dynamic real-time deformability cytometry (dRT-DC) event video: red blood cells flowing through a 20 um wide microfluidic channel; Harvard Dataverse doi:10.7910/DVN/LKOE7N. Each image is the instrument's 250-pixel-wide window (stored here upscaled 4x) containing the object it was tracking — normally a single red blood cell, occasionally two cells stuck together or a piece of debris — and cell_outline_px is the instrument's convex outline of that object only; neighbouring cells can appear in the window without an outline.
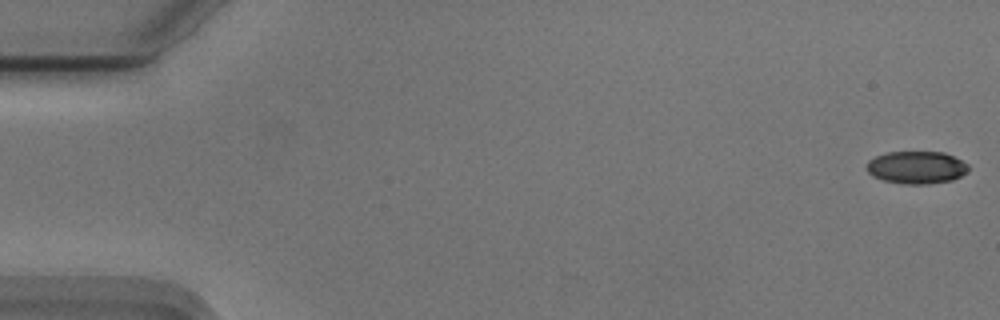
{"species": "Egyptian fruit bat (a non-hibernating species)", "species_latin": "Rousettus aegyptiacus", "temperature_condition": "cold", "stored_images_in_passage": 16, "camera_frame_rate_fps": 3000, "um_per_image_px": 0.085, "animal": {"sex": "male"}, "frame": {"image": 1, "passage_image": 1, "time_ms": 0.0, "image_size_px": [1000, 320], "cell_outline_px": [[968, 172], [952, 180], [928, 184], [904, 184], [884, 180], [872, 176], [864, 168], [868, 160], [876, 156], [888, 152], [944, 152], [968, 164]], "centroid_in_image_um": [77.87, 14.23], "position_along_channel_um": 7.1, "area_um2": 19.36}}
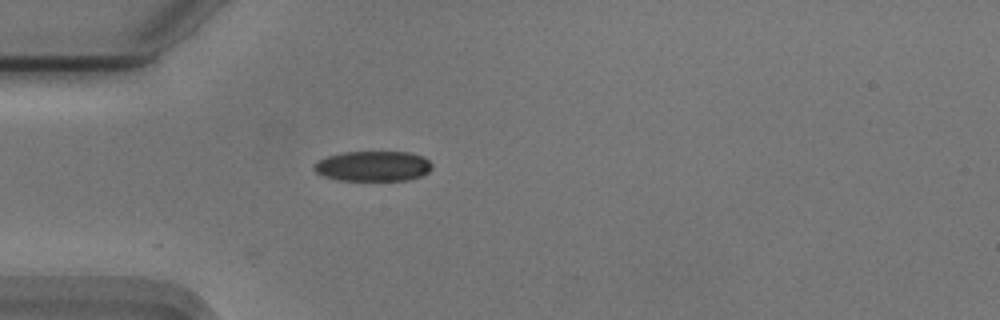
{"frame": {"image": 2, "passage_image": 16, "time_ms": 5.0, "image_size_px": [1000, 320], "cell_outline_px": [[432, 168], [428, 172], [420, 176], [408, 180], [336, 180], [324, 176], [316, 172], [312, 168], [312, 164], [316, 160], [328, 156], [344, 152], [408, 152], [424, 156], [432, 164]], "centroid_in_image_um": [31.68, 14.12], "position_along_channel_um": 53.3, "area_um2": 20.92}}